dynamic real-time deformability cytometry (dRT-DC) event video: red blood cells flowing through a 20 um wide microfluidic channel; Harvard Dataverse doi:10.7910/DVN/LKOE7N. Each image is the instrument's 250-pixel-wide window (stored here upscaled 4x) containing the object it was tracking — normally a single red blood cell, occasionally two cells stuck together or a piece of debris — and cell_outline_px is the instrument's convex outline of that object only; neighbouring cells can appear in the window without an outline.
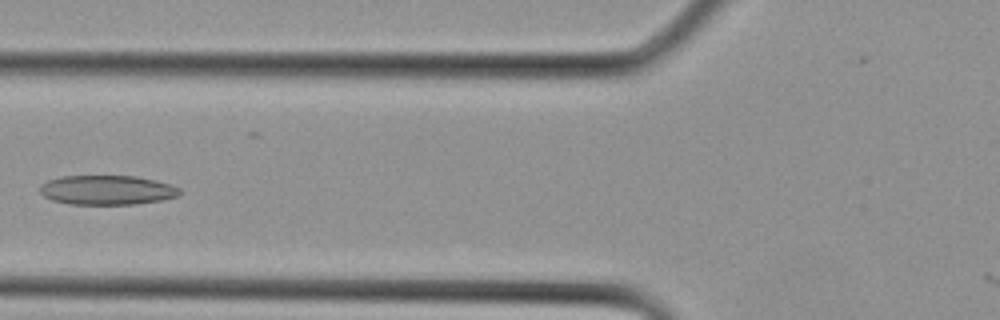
{"species": "Egyptian fruit bat (a non-hibernating species)", "species_latin": "Rousettus aegyptiacus", "temperature_condition": "cold", "stored_images_in_passage": 11, "camera_frame_rate_fps": 3000, "um_per_image_px": 0.085, "animal": {"sex": "female"}, "frame": {"image": 1, "passage_image": 10, "time_ms": 3.0, "image_size_px": [1000, 320], "cell_outline_px": [[184, 192], [180, 196], [160, 200], [136, 204], [68, 204], [52, 200], [44, 196], [40, 192], [40, 188], [48, 180], [60, 176], [136, 176], [156, 180], [172, 184], [180, 188]], "centroid_in_image_um": [9.16, 16.15], "position_along_channel_um": 116.6, "area_um2": 24.16}}